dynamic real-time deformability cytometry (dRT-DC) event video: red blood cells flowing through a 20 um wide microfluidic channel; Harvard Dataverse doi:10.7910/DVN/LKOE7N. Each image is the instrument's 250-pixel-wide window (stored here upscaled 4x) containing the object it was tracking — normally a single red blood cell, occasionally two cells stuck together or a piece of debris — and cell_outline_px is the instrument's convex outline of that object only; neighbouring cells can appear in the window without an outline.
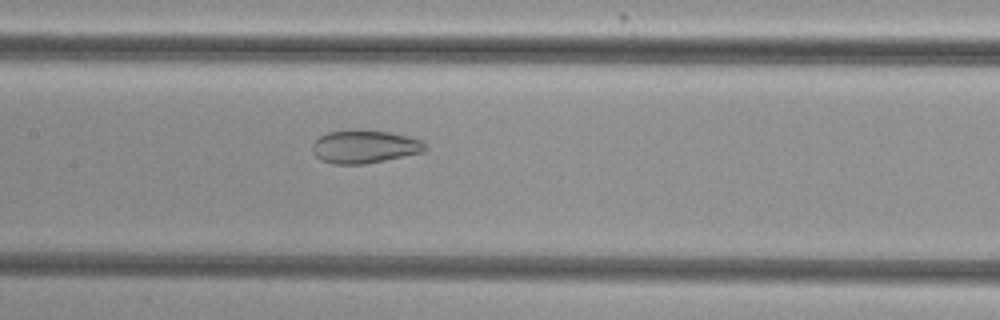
{"species": "common noctule bat (a hibernating species)", "species_latin": "Nyctalus noctula", "temperature_condition": "cold", "stored_images_in_passage": 54, "camera_frame_rate_fps": 3000, "um_per_image_px": 0.085, "animal": {"sex": "female", "body_mass_g": 29.2, "forearm_length_mm": 56.3}, "frame": {"image": 1, "passage_image": 27, "time_ms": 8.667, "image_size_px": [1000, 320], "cell_outline_px": [[428, 148], [424, 152], [364, 164], [332, 164], [320, 160], [312, 152], [312, 144], [320, 136], [328, 132], [348, 128], [360, 128], [388, 132], [408, 136], [420, 140]], "centroid_in_image_um": [30.95, 12.44], "position_along_channel_um": 176.5, "area_um2": 22.14}}
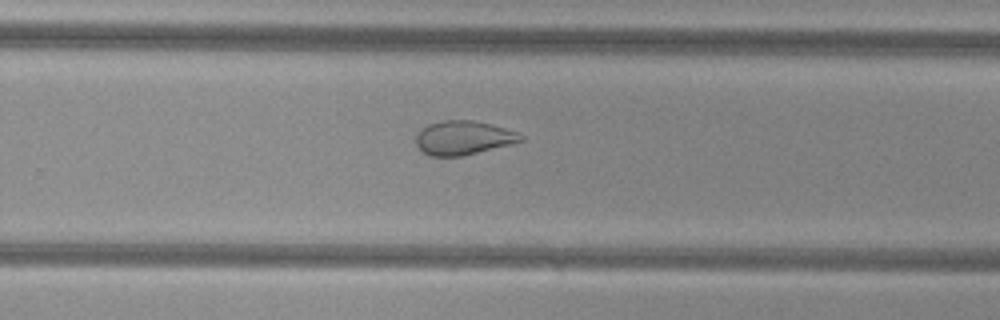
{"frame": {"image": 2, "passage_image": 36, "time_ms": 11.667, "image_size_px": [1000, 320], "cell_outline_px": [[524, 140], [512, 144], [460, 156], [428, 156], [420, 152], [416, 144], [416, 132], [420, 128], [428, 124], [444, 120], [476, 120], [492, 124], [516, 132], [524, 136]], "centroid_in_image_um": [39.34, 11.71], "position_along_channel_um": 290.5, "area_um2": 20.98}}
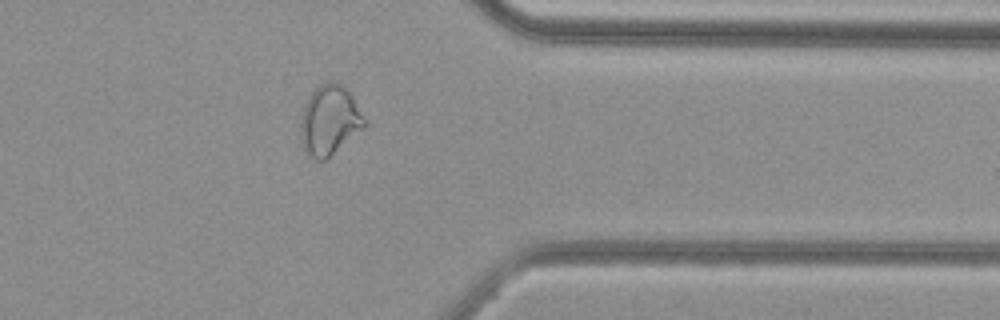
{"frame": {"image": 3, "passage_image": 44, "time_ms": 14.333, "image_size_px": [1000, 320], "cell_outline_px": [[368, 124], [364, 128], [324, 160], [316, 160], [304, 148], [300, 140], [300, 120], [304, 104], [308, 96], [320, 84], [328, 80], [336, 80], [352, 96]], "centroid_in_image_um": [27.99, 10.19], "position_along_channel_um": 383.4, "area_um2": 25.84}, "authors_computed_cell_mechanics": {"area_um2": 27.5995, "velocity_mm_per_s": 3.8147, "shape_relaxation_time_tau1_ms": null, "shape_relaxation_time_tau2_ms": 1.5383, "deformation_change_tau1": null, "deformation_change_tau2": 0.0745}}